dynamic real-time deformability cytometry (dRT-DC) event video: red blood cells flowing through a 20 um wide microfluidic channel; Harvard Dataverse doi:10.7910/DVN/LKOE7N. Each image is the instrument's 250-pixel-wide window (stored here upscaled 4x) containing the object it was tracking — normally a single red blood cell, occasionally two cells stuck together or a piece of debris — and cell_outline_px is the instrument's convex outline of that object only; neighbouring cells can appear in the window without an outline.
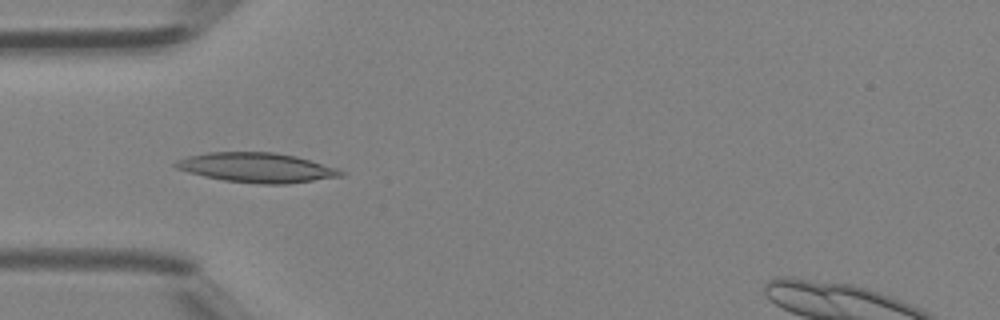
{"species": "Egyptian fruit bat (a non-hibernating species)", "species_latin": "Rousettus aegyptiacus", "temperature_condition": "room temperature", "stored_images_in_passage": 26, "camera_frame_rate_fps": 3000, "um_per_image_px": 0.085, "animal": {"sex": "female"}, "frame": {"image": 1, "passage_image": 2, "time_ms": 0.333, "image_size_px": [1000, 320], "cell_outline_px": [[344, 176], [288, 184], [260, 184], [224, 180], [204, 176], [188, 172], [176, 168], [172, 164], [176, 160], [188, 156], [208, 152], [272, 152], [296, 156], [336, 168], [344, 172]], "centroid_in_image_um": [21.8, 14.25], "position_along_channel_um": 63.2, "area_um2": 28.5}}
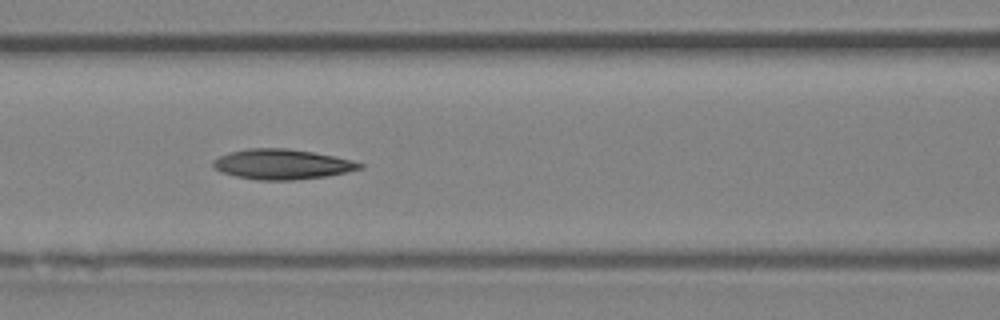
{"frame": {"image": 2, "passage_image": 7, "time_ms": 2.0, "image_size_px": [1000, 320], "cell_outline_px": [[364, 164], [360, 168], [344, 172], [324, 176], [292, 180], [256, 180], [236, 176], [212, 168], [212, 160], [228, 152], [248, 148], [288, 148], [312, 152], [352, 160]], "centroid_in_image_um": [23.9, 13.95], "position_along_channel_um": 142.7, "area_um2": 25.49}}
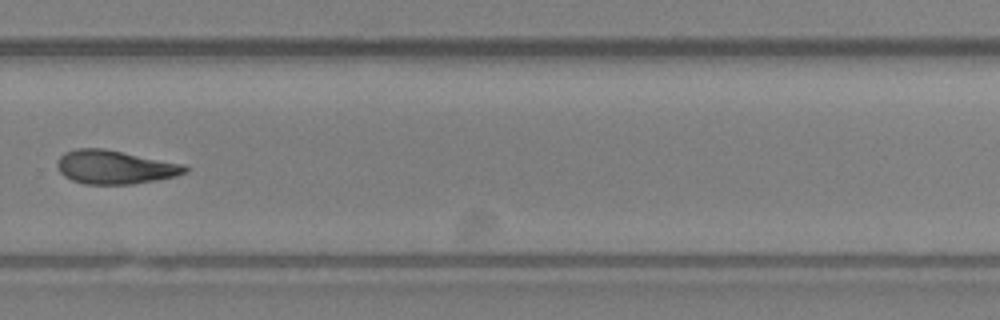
{"frame": {"image": 3, "passage_image": 18, "time_ms": 5.667, "image_size_px": [1000, 320], "cell_outline_px": [[188, 172], [176, 176], [156, 180], [132, 184], [84, 184], [72, 180], [64, 176], [60, 172], [56, 164], [60, 156], [64, 152], [76, 148], [104, 148], [184, 164], [188, 168]], "centroid_in_image_um": [9.76, 14.2], "position_along_channel_um": 320.0, "area_um2": 25.14}}